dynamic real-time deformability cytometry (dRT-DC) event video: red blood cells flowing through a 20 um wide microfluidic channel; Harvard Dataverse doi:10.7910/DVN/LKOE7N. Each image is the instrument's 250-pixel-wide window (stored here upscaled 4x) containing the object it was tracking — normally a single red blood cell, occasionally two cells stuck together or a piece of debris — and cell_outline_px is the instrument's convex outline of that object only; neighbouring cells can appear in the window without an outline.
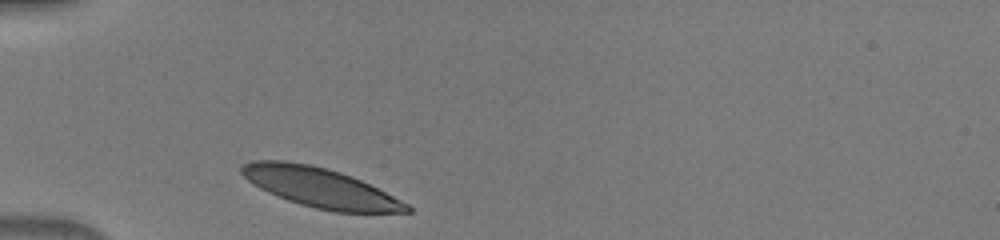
{"species": "human", "species_latin": "Homo sapiens", "temperature_condition": "warm", "stored_images_in_passage": 29, "camera_frame_rate_fps": 3000, "um_per_image_px": 0.085, "donor": {"sex": "male"}, "frame": {"image": 1, "passage_image": 1, "time_ms": 0.0, "image_size_px": [1000, 240], "cell_outline_px": [[412, 212], [336, 212], [316, 208], [300, 204], [288, 200], [268, 192], [260, 188], [248, 180], [240, 172], [240, 168], [244, 164], [252, 160], [284, 160], [312, 164], [340, 172], [352, 176], [408, 204], [412, 208]], "centroid_in_image_um": [27.18, 15.93], "position_along_channel_um": 57.8, "area_um2": 37.69}}
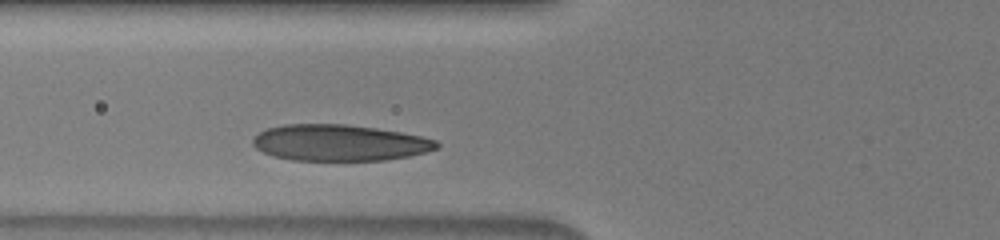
{"frame": {"image": 2, "passage_image": 5, "time_ms": 1.333, "image_size_px": [1000, 240], "cell_outline_px": [[440, 144], [436, 148], [424, 152], [408, 156], [384, 160], [292, 160], [272, 156], [256, 148], [252, 144], [252, 140], [260, 132], [268, 128], [284, 124], [344, 124], [376, 128], [400, 132], [420, 136], [436, 140]], "centroid_in_image_um": [28.83, 12.13], "position_along_channel_um": 97.0, "area_um2": 38.61}}
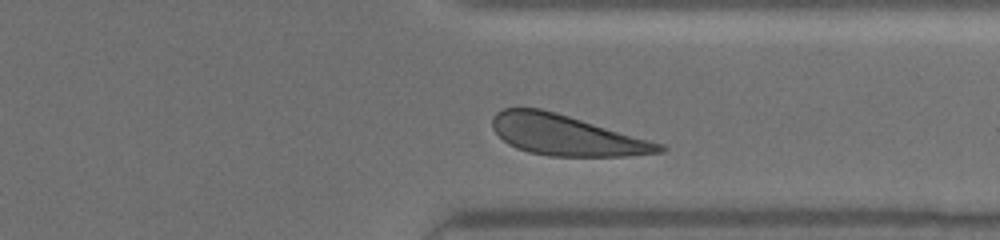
{"frame": {"image": 3, "passage_image": 25, "time_ms": 8.0, "image_size_px": [1000, 240], "cell_outline_px": [[668, 148], [664, 152], [624, 156], [548, 156], [528, 152], [516, 148], [508, 144], [492, 128], [492, 116], [496, 112], [504, 108], [540, 108], [556, 112], [664, 144]], "centroid_in_image_um": [48.13, 11.49], "position_along_channel_um": 363.3, "area_um2": 39.36}}